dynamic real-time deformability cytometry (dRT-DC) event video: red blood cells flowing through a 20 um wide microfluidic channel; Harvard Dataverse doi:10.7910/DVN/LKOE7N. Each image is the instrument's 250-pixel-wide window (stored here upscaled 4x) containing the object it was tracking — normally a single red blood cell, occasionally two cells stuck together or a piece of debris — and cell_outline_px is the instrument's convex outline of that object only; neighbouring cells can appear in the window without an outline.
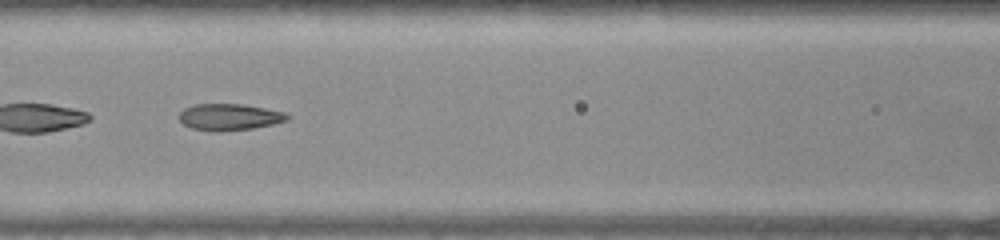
{"species": "common noctule bat (a hibernating species)", "species_latin": "Nyctalus noctula", "temperature_condition": "warm", "stored_images_in_passage": 50, "camera_frame_rate_fps": 3000, "um_per_image_px": 0.085, "animal": {"sex": "female", "body_mass_g": 22.0, "forearm_length_mm": 56.7}, "frame": {"image": 1, "passage_image": 22, "time_ms": 7.0, "image_size_px": [1000, 240], "cell_outline_px": [[288, 120], [272, 124], [252, 128], [220, 132], [212, 132], [192, 128], [184, 124], [180, 120], [180, 112], [184, 108], [196, 104], [244, 104], [284, 112], [288, 116]], "centroid_in_image_um": [19.47, 9.95], "position_along_channel_um": 147.1, "area_um2": 16.65}, "authors_computed_cell_mechanics": {"area_um2": 16.8487, "velocity_mm_per_s": 3.8934, "shape_relaxation_time_tau1_ms": 8.2779, "shape_relaxation_time_tau2_ms": 1.4865, "deformation_change_tau1": 0.2253, "deformation_change_tau2": 0.0857}}